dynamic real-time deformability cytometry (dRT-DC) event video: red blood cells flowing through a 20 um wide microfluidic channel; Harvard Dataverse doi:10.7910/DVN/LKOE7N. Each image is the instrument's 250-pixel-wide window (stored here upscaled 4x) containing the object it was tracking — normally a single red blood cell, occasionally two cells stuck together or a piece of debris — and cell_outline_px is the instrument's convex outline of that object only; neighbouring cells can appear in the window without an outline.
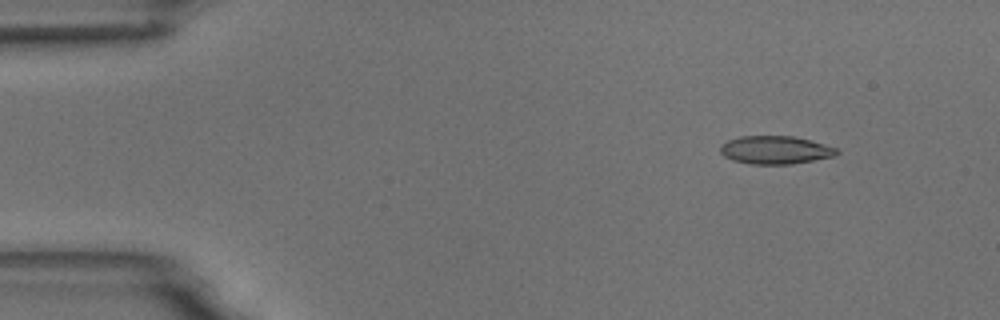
{"species": "common noctule bat (a hibernating species)", "species_latin": "Nyctalus noctula", "temperature_condition": "room temperature", "stored_images_in_passage": 5, "camera_frame_rate_fps": 3000, "um_per_image_px": 0.085, "animal": {"sex": "male", "body_mass_g": 18.8}, "frame": {"image": 1, "passage_image": 2, "time_ms": 1.333, "image_size_px": [1000, 320], "cell_outline_px": [[840, 152], [836, 156], [792, 164], [752, 164], [732, 160], [724, 156], [720, 152], [720, 144], [728, 140], [740, 136], [792, 136], [824, 144], [836, 148]], "centroid_in_image_um": [65.89, 12.75], "position_along_channel_um": 19.1, "area_um2": 19.07}}